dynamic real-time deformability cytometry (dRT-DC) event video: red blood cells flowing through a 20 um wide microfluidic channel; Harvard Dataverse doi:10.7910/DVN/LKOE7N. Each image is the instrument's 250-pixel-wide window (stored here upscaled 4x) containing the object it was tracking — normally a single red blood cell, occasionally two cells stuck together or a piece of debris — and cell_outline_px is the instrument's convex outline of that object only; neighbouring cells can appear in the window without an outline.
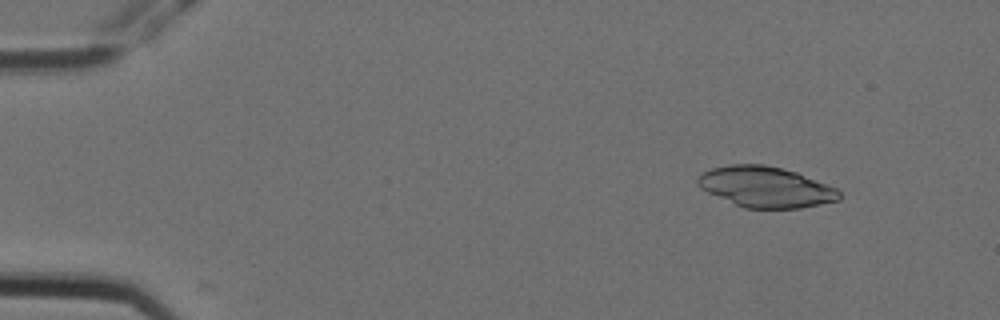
{"species": "Egyptian fruit bat (a non-hibernating species)", "species_latin": "Rousettus aegyptiacus", "temperature_condition": "cold", "stored_images_in_passage": 5, "camera_frame_rate_fps": 3000, "um_per_image_px": 0.085, "animal": {"sex": "female"}, "frame": {"image": 1, "passage_image": 2, "time_ms": 0.333, "image_size_px": [1000, 320], "cell_outline_px": [[840, 200], [800, 208], [744, 208], [708, 192], [700, 188], [696, 184], [696, 180], [704, 172], [712, 168], [728, 164], [764, 164], [796, 172], [836, 188], [840, 192]], "centroid_in_image_um": [65.07, 15.89], "position_along_channel_um": 19.9, "area_um2": 33.29}}